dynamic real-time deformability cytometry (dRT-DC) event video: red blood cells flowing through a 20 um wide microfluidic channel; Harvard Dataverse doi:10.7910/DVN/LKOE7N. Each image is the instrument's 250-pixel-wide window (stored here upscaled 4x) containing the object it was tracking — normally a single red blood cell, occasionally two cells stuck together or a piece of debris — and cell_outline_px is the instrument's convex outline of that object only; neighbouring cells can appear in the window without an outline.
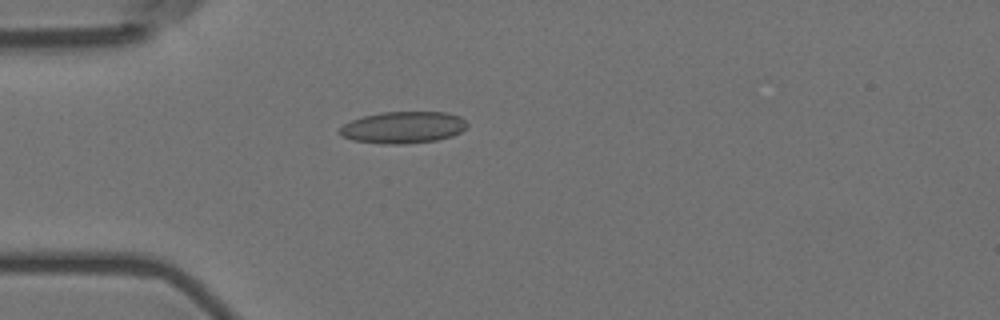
{"species": "Egyptian fruit bat (a non-hibernating species)", "species_latin": "Rousettus aegyptiacus", "temperature_condition": "room temperature", "stored_images_in_passage": 4, "camera_frame_rate_fps": 3000, "um_per_image_px": 0.085, "animal": {"sex": "female"}, "frame": {"image": 1, "passage_image": 4, "time_ms": 1.0, "image_size_px": [1000, 320], "cell_outline_px": [[468, 124], [460, 132], [452, 136], [436, 140], [400, 144], [384, 144], [352, 140], [340, 136], [336, 132], [344, 124], [352, 120], [364, 116], [384, 112], [448, 112], [460, 116]], "centroid_in_image_um": [34.24, 10.83], "position_along_channel_um": 50.8, "area_um2": 23.58}}